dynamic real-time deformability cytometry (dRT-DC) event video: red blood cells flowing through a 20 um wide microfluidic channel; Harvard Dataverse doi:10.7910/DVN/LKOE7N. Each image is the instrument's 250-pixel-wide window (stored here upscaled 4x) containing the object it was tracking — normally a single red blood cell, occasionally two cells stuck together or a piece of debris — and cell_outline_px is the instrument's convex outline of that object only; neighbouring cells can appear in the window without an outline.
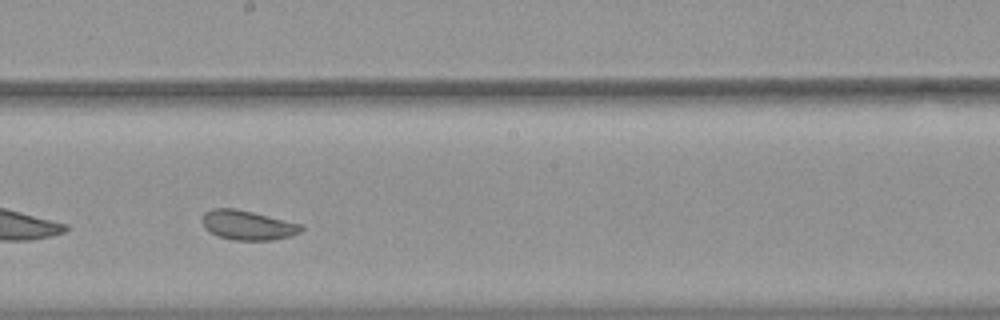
{"species": "common noctule bat (a hibernating species)", "species_latin": "Nyctalus noctula", "temperature_condition": "warm", "stored_images_in_passage": 35, "camera_frame_rate_fps": 3000, "um_per_image_px": 0.085, "animal": {"sex": "female", "body_mass_g": 19.9}, "frame": {"image": 1, "passage_image": 20, "time_ms": 6.333, "image_size_px": [1000, 320], "cell_outline_px": [[304, 228], [300, 232], [288, 236], [272, 240], [232, 240], [216, 236], [204, 228], [200, 220], [204, 212], [212, 208], [236, 208], [300, 224]], "centroid_in_image_um": [20.96, 19.14], "position_along_channel_um": 227.2, "area_um2": 17.05}}
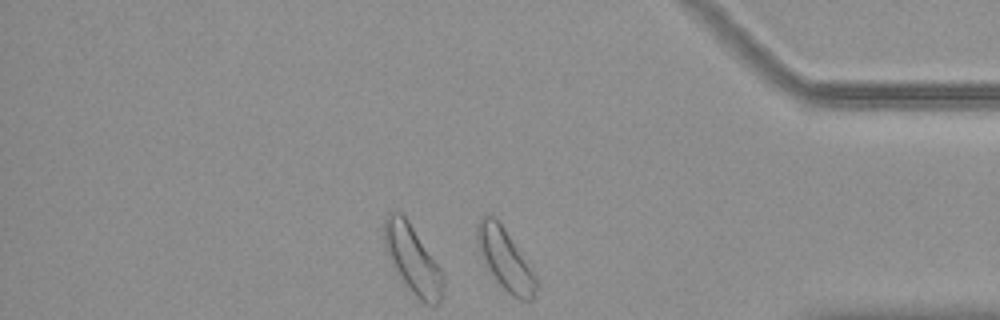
{"frame": {"image": 2, "passage_image": 35, "time_ms": 11.333, "image_size_px": [1000, 320], "cell_outline_px": [[536, 288], [532, 300], [520, 300], [512, 296], [496, 280], [480, 252], [476, 240], [476, 224], [480, 216], [488, 212], [504, 228], [536, 276]], "centroid_in_image_um": [42.91, 22.0], "position_along_channel_um": 392.3, "area_um2": 20.46}, "authors_computed_cell_mechanics": {"area_um2": 17.7446, "velocity_mm_per_s": 3.6906, "shape_relaxation_time_tau1_ms": null, "shape_relaxation_time_tau2_ms": 2.5676, "deformation_change_tau1": null, "deformation_change_tau2": 0.0872}}